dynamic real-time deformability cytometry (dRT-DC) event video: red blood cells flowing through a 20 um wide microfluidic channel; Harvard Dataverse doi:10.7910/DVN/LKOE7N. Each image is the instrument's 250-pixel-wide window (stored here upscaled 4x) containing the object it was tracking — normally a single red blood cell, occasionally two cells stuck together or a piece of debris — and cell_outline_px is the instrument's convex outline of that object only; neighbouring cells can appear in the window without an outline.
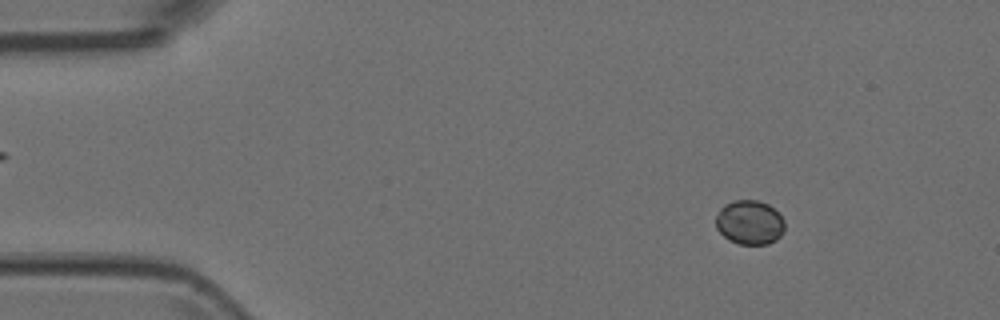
{"species": "Egyptian fruit bat (a non-hibernating species)", "species_latin": "Rousettus aegyptiacus", "temperature_condition": "room temperature", "stored_images_in_passage": 4, "camera_frame_rate_fps": 3000, "um_per_image_px": 0.085, "animal": {"sex": "female"}, "frame": {"image": 1, "passage_image": 2, "time_ms": 0.333, "image_size_px": [1000, 320], "cell_outline_px": [[784, 232], [776, 240], [768, 244], [740, 244], [728, 240], [716, 228], [716, 216], [720, 208], [724, 204], [736, 200], [756, 200], [768, 204], [784, 220]], "centroid_in_image_um": [63.7, 18.91], "position_along_channel_um": 21.3, "area_um2": 17.74}}